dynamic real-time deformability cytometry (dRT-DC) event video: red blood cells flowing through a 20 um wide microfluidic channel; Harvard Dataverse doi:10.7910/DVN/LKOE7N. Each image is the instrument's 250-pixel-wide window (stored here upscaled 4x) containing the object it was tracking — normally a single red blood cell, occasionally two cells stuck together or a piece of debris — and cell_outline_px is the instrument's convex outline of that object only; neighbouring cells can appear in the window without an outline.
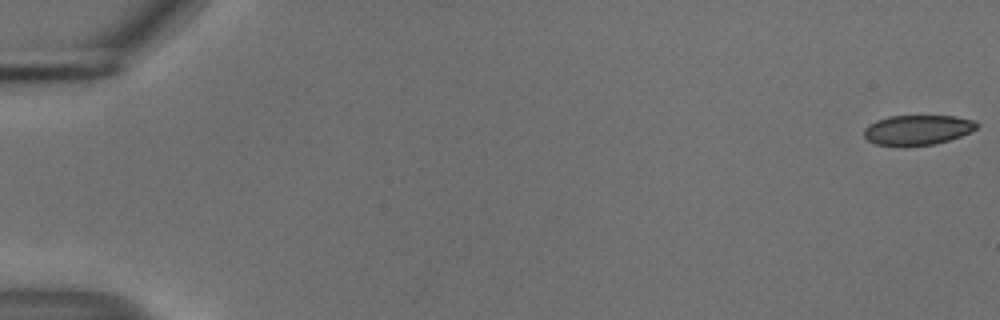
{"species": "common noctule bat (a hibernating species)", "species_latin": "Nyctalus noctula", "temperature_condition": "cold", "stored_images_in_passage": 55, "camera_frame_rate_fps": 3000, "um_per_image_px": 0.085, "animal": {"sex": "male", "body_mass_g": 18.8}, "frame": {"image": 1, "passage_image": 1, "time_ms": 0.0, "image_size_px": [1000, 320], "cell_outline_px": [[980, 124], [976, 128], [960, 136], [936, 144], [876, 144], [868, 140], [864, 136], [864, 128], [868, 124], [876, 120], [888, 116], [956, 116], [976, 120]], "centroid_in_image_um": [78.01, 11.0], "position_along_channel_um": 7.0, "area_um2": 19.31}}
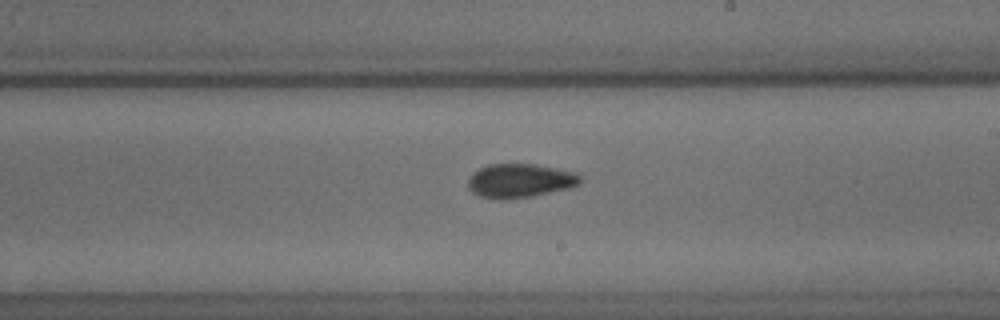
{"frame": {"image": 2, "passage_image": 33, "time_ms": 10.667, "image_size_px": [1000, 320], "cell_outline_px": [[580, 184], [572, 188], [532, 196], [500, 200], [496, 200], [480, 196], [472, 192], [468, 188], [468, 180], [472, 172], [488, 164], [536, 164], [580, 172]], "centroid_in_image_um": [44.22, 15.36], "position_along_channel_um": 244.8, "area_um2": 22.6}}
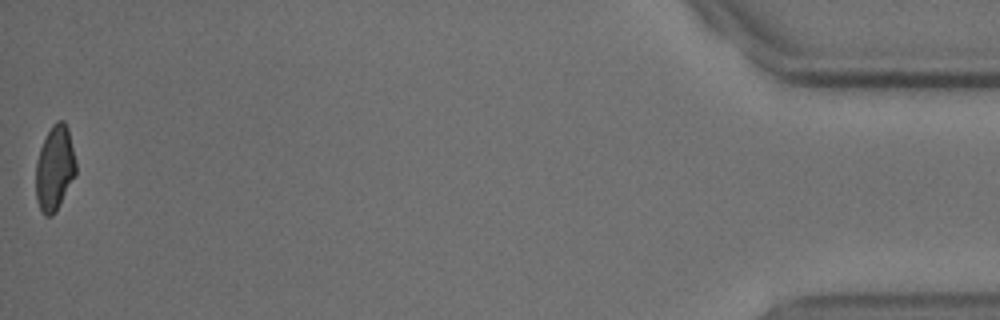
{"frame": {"image": 3, "passage_image": 55, "time_ms": 18.0, "image_size_px": [1000, 320], "cell_outline_px": [[76, 176], [56, 212], [52, 216], [44, 216], [36, 200], [36, 160], [40, 148], [52, 124], [56, 120], [64, 120], [68, 128], [76, 164]], "centroid_in_image_um": [4.65, 14.32], "position_along_channel_um": 430.5, "area_um2": 20.0}, "authors_computed_cell_mechanics": {"area_um2": 21.0392, "velocity_mm_per_s": 3.7239, "shape_relaxation_time_tau1_ms": 4.1377, "shape_relaxation_time_tau2_ms": 3.1851, "deformation_change_tau1": 0.1053, "deformation_change_tau2": 0.0623}}